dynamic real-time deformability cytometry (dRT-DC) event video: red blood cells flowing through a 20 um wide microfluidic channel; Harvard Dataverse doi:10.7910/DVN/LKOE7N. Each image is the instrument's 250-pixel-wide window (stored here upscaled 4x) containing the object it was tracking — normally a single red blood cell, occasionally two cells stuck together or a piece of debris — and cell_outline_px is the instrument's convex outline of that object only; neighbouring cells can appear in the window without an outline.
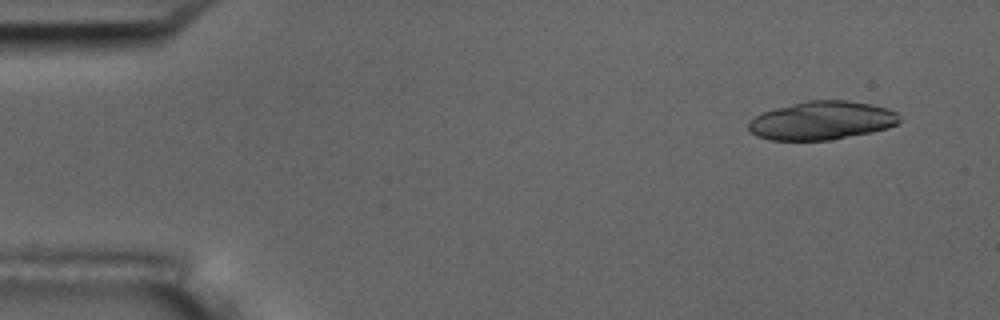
{"species": "common noctule bat (a hibernating species)", "species_latin": "Nyctalus noctula", "temperature_condition": "room temperature", "stored_images_in_passage": 7, "camera_frame_rate_fps": 3000, "um_per_image_px": 0.085, "animal": {"sex": "male", "body_mass_g": 17.5, "forearm_length_mm": 52.3}, "frame": {"image": 1, "passage_image": 1, "time_ms": 0.0, "image_size_px": [1000, 320], "cell_outline_px": [[904, 120], [888, 128], [872, 132], [832, 140], [768, 140], [756, 136], [748, 128], [748, 120], [764, 112], [776, 108], [808, 100], [844, 100], [868, 104], [888, 108], [896, 112]], "centroid_in_image_um": [69.87, 10.25], "position_along_channel_um": 15.1, "area_um2": 33.93}}